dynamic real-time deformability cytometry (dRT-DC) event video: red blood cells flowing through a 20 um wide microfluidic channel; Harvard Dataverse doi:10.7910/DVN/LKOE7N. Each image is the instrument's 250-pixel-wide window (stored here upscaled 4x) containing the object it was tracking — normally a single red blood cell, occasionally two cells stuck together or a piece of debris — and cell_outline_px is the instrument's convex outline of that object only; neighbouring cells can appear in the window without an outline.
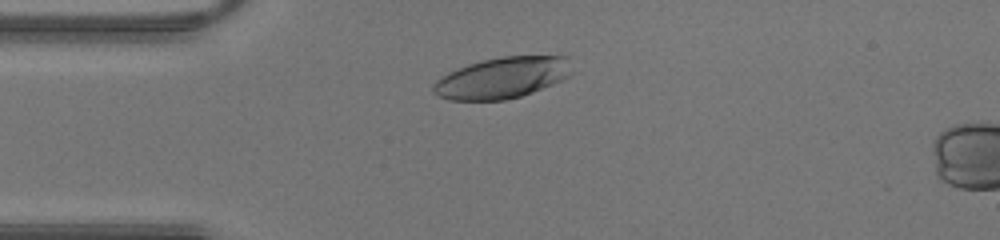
{"species": "human", "species_latin": "Homo sapiens", "temperature_condition": "warm", "stored_images_in_passage": 9, "camera_frame_rate_fps": 3000, "um_per_image_px": 0.085, "donor": {"sex": "male"}, "frame": {"image": 1, "passage_image": 6, "time_ms": 1.667, "image_size_px": [1000, 240], "cell_outline_px": [[568, 76], [552, 84], [532, 92], [520, 96], [504, 100], [448, 100], [432, 92], [432, 84], [436, 80], [448, 72], [456, 68], [480, 60], [500, 56], [568, 56]], "centroid_in_image_um": [42.6, 6.61], "position_along_channel_um": 42.4, "area_um2": 33.0}}